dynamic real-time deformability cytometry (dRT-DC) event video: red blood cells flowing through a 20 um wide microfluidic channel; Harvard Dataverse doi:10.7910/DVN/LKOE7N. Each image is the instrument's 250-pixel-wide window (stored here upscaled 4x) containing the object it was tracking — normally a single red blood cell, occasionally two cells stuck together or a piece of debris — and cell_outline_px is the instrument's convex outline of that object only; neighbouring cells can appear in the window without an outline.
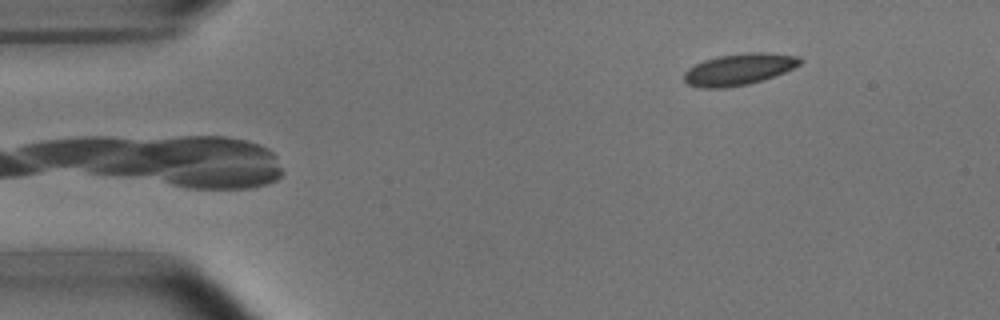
{"species": "common noctule bat (a hibernating species)", "species_latin": "Nyctalus noctula", "temperature_condition": "room temperature", "stored_images_in_passage": 5, "camera_frame_rate_fps": 3000, "um_per_image_px": 0.085, "animal": {"sex": "male", "body_mass_g": 15.6}, "frame": {"image": 1, "passage_image": 5, "time_ms": 5.333, "image_size_px": [1000, 320], "cell_outline_px": [[804, 60], [800, 64], [784, 72], [748, 84], [724, 88], [700, 88], [688, 84], [684, 80], [684, 72], [688, 68], [704, 60], [716, 56], [748, 52], [760, 52], [800, 56]], "centroid_in_image_um": [62.79, 5.88], "position_along_channel_um": 22.2, "area_um2": 21.21}}